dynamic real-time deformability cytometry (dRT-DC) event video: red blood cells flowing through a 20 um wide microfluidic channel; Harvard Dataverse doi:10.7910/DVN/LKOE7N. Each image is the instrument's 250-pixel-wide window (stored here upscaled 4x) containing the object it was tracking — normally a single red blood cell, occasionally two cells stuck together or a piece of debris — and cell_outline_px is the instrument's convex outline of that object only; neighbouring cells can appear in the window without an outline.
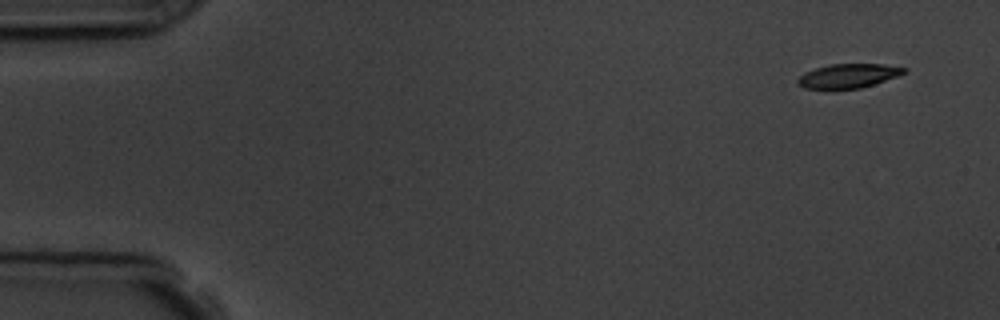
{"species": "common noctule bat (a hibernating species)", "species_latin": "Nyctalus noctula", "temperature_condition": "room temperature", "stored_images_in_passage": 5, "camera_frame_rate_fps": 3000, "um_per_image_px": 0.085, "animal": {"sex": "male", "body_mass_g": 19.5, "forearm_length_mm": 54.6}, "frame": {"image": 1, "passage_image": 1, "time_ms": 0.0, "image_size_px": [1000, 320], "cell_outline_px": [[908, 72], [860, 88], [804, 88], [796, 84], [796, 80], [804, 72], [816, 68], [832, 64], [884, 64], [908, 68]], "centroid_in_image_um": [72.1, 6.43], "position_along_channel_um": 12.9, "area_um2": 14.74}}
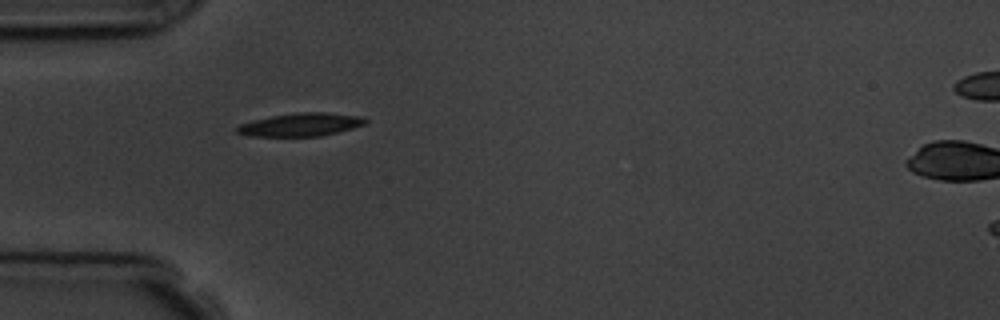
{"frame": {"image": 2, "passage_image": 4, "time_ms": 4.333, "image_size_px": [1000, 320], "cell_outline_px": [[368, 120], [364, 124], [352, 128], [320, 136], [248, 136], [236, 132], [236, 128], [240, 124], [252, 120], [272, 116], [300, 112], [324, 112], [364, 116]], "centroid_in_image_um": [25.57, 10.59], "position_along_channel_um": 59.4, "area_um2": 17.22}}